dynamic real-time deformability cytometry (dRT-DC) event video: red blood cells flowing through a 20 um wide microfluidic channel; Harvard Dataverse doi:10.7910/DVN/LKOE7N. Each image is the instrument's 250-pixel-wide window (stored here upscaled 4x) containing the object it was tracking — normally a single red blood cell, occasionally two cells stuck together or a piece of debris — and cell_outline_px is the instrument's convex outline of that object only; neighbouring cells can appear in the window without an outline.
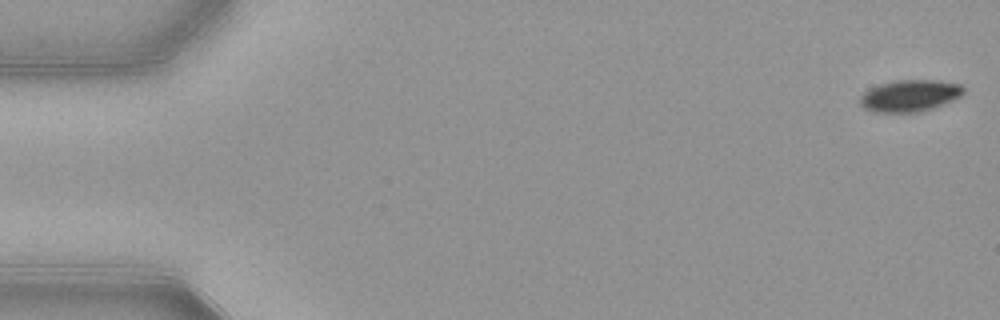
{"species": "common noctule bat (a hibernating species)", "species_latin": "Nyctalus noctula", "temperature_condition": "warm", "stored_images_in_passage": 12, "camera_frame_rate_fps": 3000, "um_per_image_px": 0.085, "animal": {"sex": "female", "body_mass_g": 21.9}, "frame": {"image": 1, "passage_image": 1, "time_ms": 0.0, "image_size_px": [1000, 320], "cell_outline_px": [[964, 92], [960, 96], [952, 100], [932, 108], [920, 112], [872, 112], [864, 108], [860, 104], [860, 96], [864, 92], [880, 84], [896, 80], [940, 80], [960, 84], [964, 88]], "centroid_in_image_um": [77.33, 8.13], "position_along_channel_um": 7.7, "area_um2": 19.07}}